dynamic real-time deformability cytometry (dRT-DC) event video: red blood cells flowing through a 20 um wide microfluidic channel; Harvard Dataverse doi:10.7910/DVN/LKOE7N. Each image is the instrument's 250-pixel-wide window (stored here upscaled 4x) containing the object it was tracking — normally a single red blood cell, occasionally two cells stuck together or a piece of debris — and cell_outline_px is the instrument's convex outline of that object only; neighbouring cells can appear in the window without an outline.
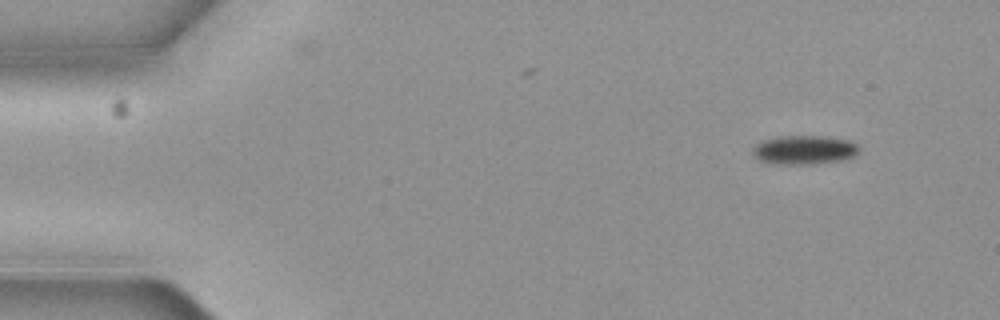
{"species": "common noctule bat (a hibernating species)", "species_latin": "Nyctalus noctula", "temperature_condition": "cold", "stored_images_in_passage": 4, "camera_frame_rate_fps": 3000, "um_per_image_px": 0.085, "animal": {"sex": "female", "body_mass_g": 19.3, "forearm_length_mm": 54.1}, "frame": {"image": 1, "passage_image": 1, "time_ms": 0.0, "image_size_px": [1000, 320], "cell_outline_px": [[860, 152], [856, 156], [844, 160], [812, 164], [768, 164], [756, 160], [752, 156], [752, 148], [756, 144], [764, 140], [780, 136], [820, 136], [848, 140], [856, 144], [860, 148]], "centroid_in_image_um": [68.33, 12.76], "position_along_channel_um": 16.7, "area_um2": 18.32}}
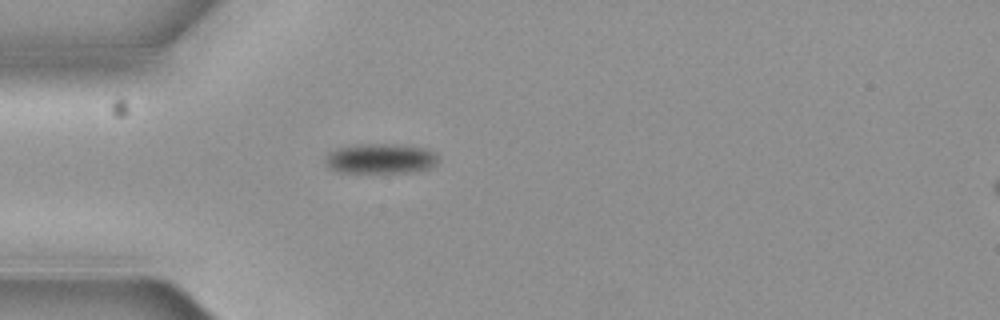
{"frame": {"image": 2, "passage_image": 4, "time_ms": 1.0, "image_size_px": [1000, 320], "cell_outline_px": [[436, 164], [432, 168], [416, 172], [336, 172], [328, 164], [328, 156], [336, 148], [356, 144], [392, 144], [424, 148], [432, 152], [436, 156]], "centroid_in_image_um": [32.39, 13.49], "position_along_channel_um": 52.6, "area_um2": 19.36}}